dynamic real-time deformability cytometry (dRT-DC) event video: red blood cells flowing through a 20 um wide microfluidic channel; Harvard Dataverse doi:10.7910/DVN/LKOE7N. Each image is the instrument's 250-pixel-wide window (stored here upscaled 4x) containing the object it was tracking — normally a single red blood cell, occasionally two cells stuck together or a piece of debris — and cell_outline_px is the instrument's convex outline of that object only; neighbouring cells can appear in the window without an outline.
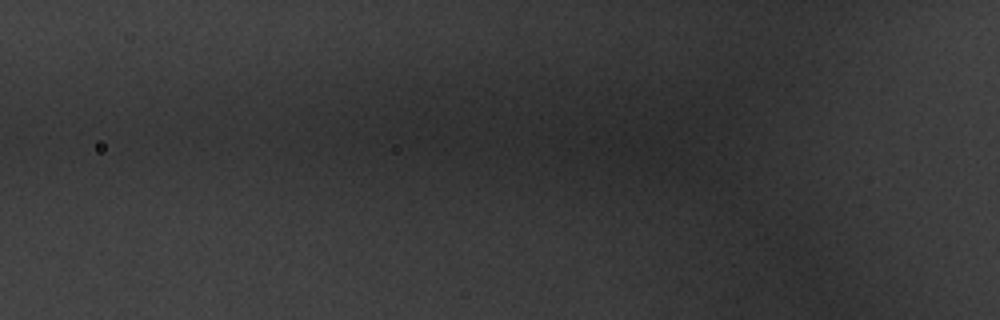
{"species": "common noctule bat (a hibernating species)", "species_latin": "Nyctalus noctula", "temperature_condition": "warm", "stored_images_in_passage": 3, "camera_frame_rate_fps": 3000, "um_per_image_px": 0.085, "animal": {"sex": "male", "body_mass_g": 20.1, "forearm_length_mm": 53.5}, "frame": {"image": 1, "passage_image": 3, "time_ms": 0.667, "image_size_px": [1000, 320], "cell_outline_px": [[864, 264], [860, 284], [836, 292], [820, 280], [808, 256], [816, 244], [828, 244], [864, 260]], "centroid_in_image_um": [71.1, 22.69], "position_along_channel_um": 54.7, "area_um2": 13.01}}